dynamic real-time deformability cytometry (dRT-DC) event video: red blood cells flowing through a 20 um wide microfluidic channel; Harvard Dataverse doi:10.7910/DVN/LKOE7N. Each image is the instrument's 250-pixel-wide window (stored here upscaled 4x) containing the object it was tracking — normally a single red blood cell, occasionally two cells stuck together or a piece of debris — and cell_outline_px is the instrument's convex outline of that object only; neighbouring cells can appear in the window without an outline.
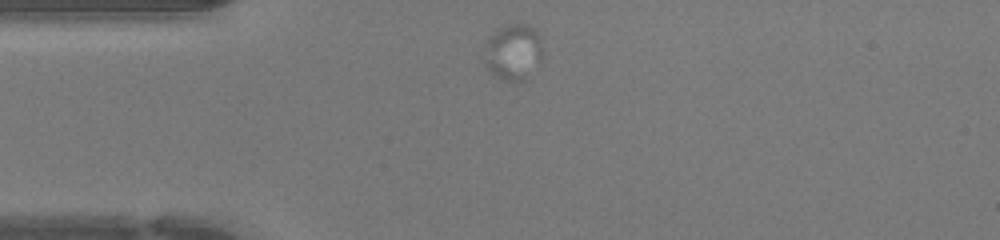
{"species": "human", "species_latin": "Homo sapiens", "temperature_condition": "warm", "stored_images_in_passage": 12, "camera_frame_rate_fps": 3000, "um_per_image_px": 0.085, "donor": {"sex": "female"}, "frame": {"image": 1, "passage_image": 1, "time_ms": 0.0, "image_size_px": [1000, 240], "cell_outline_px": [[540, 60], [524, 80], [516, 84], [512, 84], [496, 76], [484, 64], [484, 60], [488, 36], [500, 28], [508, 24], [528, 24], [540, 36]], "centroid_in_image_um": [43.59, 4.44], "position_along_channel_um": 41.4, "area_um2": 18.84}}